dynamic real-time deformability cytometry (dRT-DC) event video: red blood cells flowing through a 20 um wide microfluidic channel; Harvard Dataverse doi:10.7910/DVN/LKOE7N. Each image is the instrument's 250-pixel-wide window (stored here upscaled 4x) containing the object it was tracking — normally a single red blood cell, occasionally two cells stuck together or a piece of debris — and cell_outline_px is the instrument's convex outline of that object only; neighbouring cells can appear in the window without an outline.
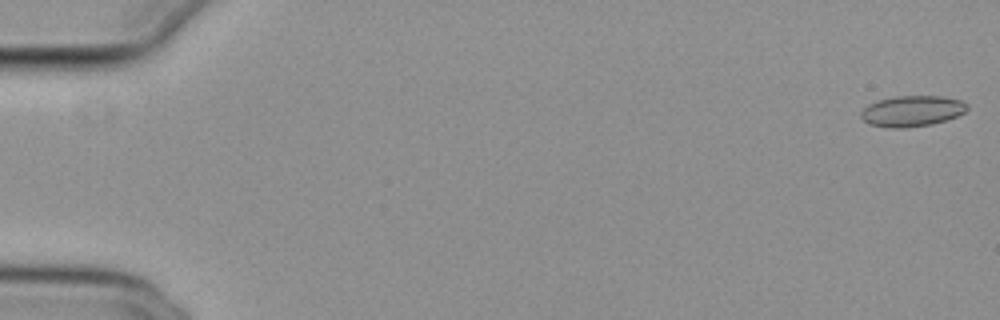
{"species": "common noctule bat (a hibernating species)", "species_latin": "Nyctalus noctula", "temperature_condition": "cold", "stored_images_in_passage": 55, "camera_frame_rate_fps": 3000, "um_per_image_px": 0.085, "animal": {"sex": "female", "body_mass_g": 29.2, "forearm_length_mm": 56.3}, "frame": {"image": 1, "passage_image": 1, "time_ms": 0.0, "image_size_px": [1000, 320], "cell_outline_px": [[968, 108], [964, 112], [956, 116], [932, 124], [904, 128], [892, 128], [868, 124], [860, 116], [860, 112], [868, 104], [880, 100], [896, 96], [940, 96], [960, 100], [968, 104]], "centroid_in_image_um": [77.5, 9.44], "position_along_channel_um": 7.5, "area_um2": 18.96}}
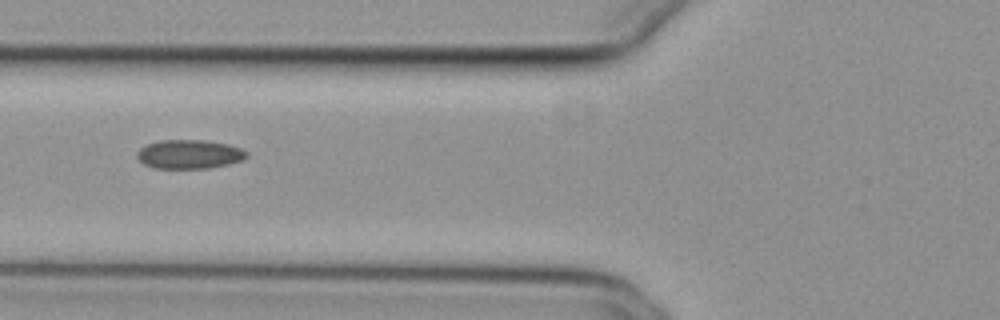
{"frame": {"image": 2, "passage_image": 22, "time_ms": 7.0, "image_size_px": [1000, 320], "cell_outline_px": [[248, 156], [240, 160], [228, 164], [208, 168], [152, 168], [144, 164], [136, 156], [136, 152], [140, 148], [148, 144], [160, 140], [204, 140], [228, 144], [240, 148], [248, 152]], "centroid_in_image_um": [16.07, 13.11], "position_along_channel_um": 109.7, "area_um2": 18.44}}
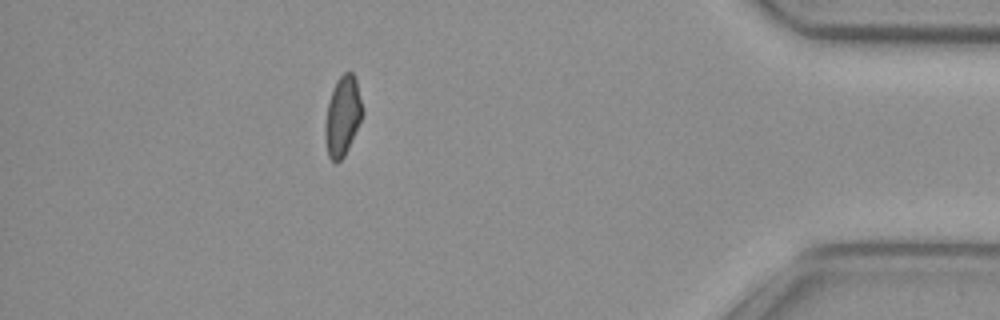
{"frame": {"image": 3, "passage_image": 49, "time_ms": 16.0, "image_size_px": [1000, 320], "cell_outline_px": [[364, 112], [348, 148], [344, 156], [336, 164], [328, 156], [324, 136], [324, 128], [328, 100], [332, 88], [336, 80], [344, 72], [352, 72], [356, 76]], "centroid_in_image_um": [29.11, 9.83], "position_along_channel_um": 406.1, "area_um2": 17.57}, "authors_computed_cell_mechanics": {"area_um2": 18.2648, "velocity_mm_per_s": 3.8126, "shape_relaxation_time_tau1_ms": 7.2547, "shape_relaxation_time_tau2_ms": 4.3026, "deformation_change_tau1": 0.1136, "deformation_change_tau2": 0.0873}}